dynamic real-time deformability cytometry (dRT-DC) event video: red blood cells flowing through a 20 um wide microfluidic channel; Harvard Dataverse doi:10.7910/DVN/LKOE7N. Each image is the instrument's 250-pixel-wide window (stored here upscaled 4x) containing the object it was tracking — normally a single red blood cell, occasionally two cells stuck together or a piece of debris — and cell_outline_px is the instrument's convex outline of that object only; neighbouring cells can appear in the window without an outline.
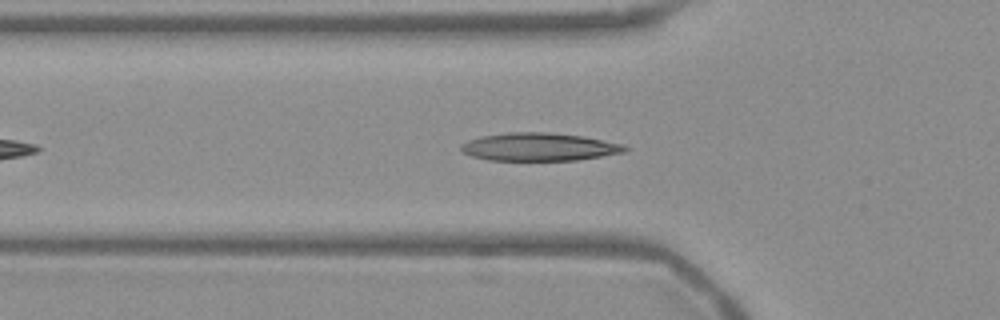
{"species": "Egyptian fruit bat (a non-hibernating species)", "species_latin": "Rousettus aegyptiacus", "temperature_condition": "warm", "stored_images_in_passage": 37, "camera_frame_rate_fps": 3000, "um_per_image_px": 0.085, "frame": {"image": 1, "passage_image": 4, "time_ms": 1.0, "image_size_px": [1000, 320], "cell_outline_px": [[628, 152], [576, 160], [488, 160], [472, 156], [464, 152], [460, 148], [460, 144], [468, 140], [480, 136], [508, 132], [552, 132], [584, 136], [624, 144], [628, 148]], "centroid_in_image_um": [45.85, 12.48], "position_along_channel_um": 79.9, "area_um2": 26.93}}
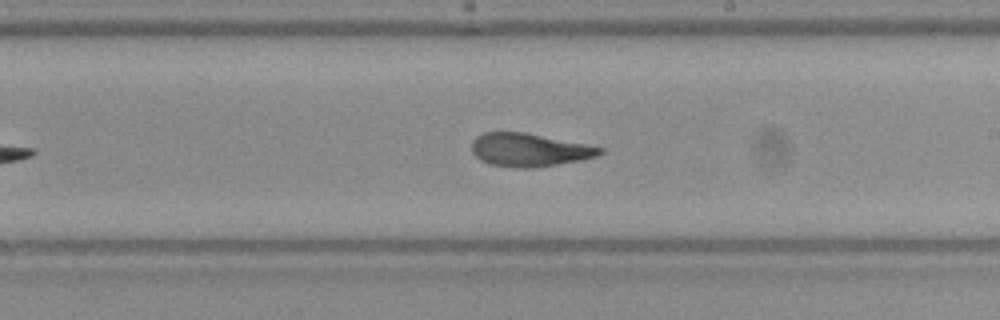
{"frame": {"image": 2, "passage_image": 17, "time_ms": 5.333, "image_size_px": [1000, 320], "cell_outline_px": [[604, 152], [596, 156], [580, 160], [532, 168], [520, 168], [492, 164], [480, 160], [472, 152], [472, 140], [476, 136], [484, 132], [524, 132], [604, 148]], "centroid_in_image_um": [44.95, 12.73], "position_along_channel_um": 244.0, "area_um2": 24.45}}
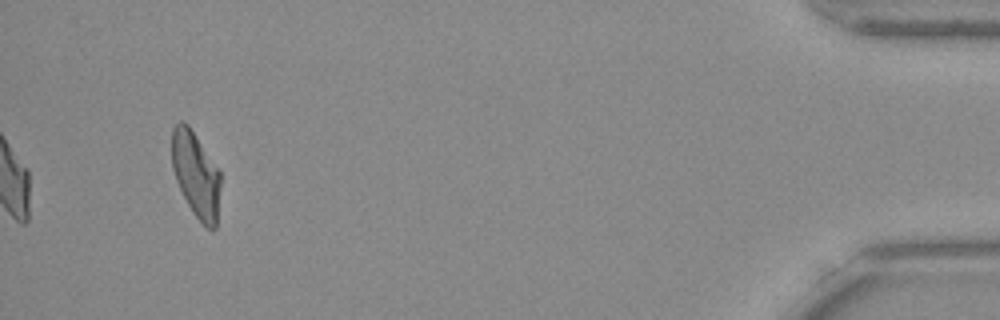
{"frame": {"image": 3, "passage_image": 37, "time_ms": 12.0, "image_size_px": [1000, 320], "cell_outline_px": [[220, 184], [216, 228], [212, 232], [204, 228], [192, 212], [176, 180], [172, 168], [172, 128], [180, 120], [188, 124], [220, 172]], "centroid_in_image_um": [16.65, 14.89], "position_along_channel_um": 418.6, "area_um2": 24.22}, "authors_computed_cell_mechanics": {"area_um2": 25.143, "velocity_mm_per_s": 3.7622, "shape_relaxation_time_tau1_ms": 7.6126, "shape_relaxation_time_tau2_ms": 1.8522, "deformation_change_tau1": 0.2302, "deformation_change_tau2": 0.0827}}